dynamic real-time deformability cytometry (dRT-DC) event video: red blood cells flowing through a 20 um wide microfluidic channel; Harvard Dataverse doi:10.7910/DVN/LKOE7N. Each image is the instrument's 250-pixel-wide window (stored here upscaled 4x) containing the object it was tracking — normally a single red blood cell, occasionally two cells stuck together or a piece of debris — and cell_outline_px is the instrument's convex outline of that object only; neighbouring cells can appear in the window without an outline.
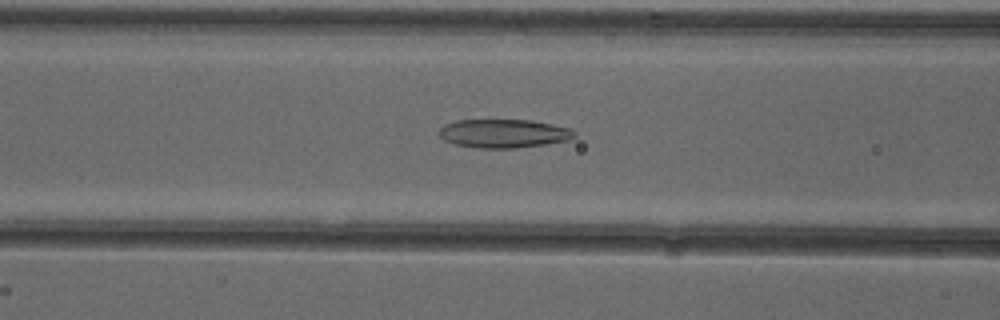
{"species": "common noctule bat (a hibernating species)", "species_latin": "Nyctalus noctula", "temperature_condition": "cold", "stored_images_in_passage": 54, "camera_frame_rate_fps": 3000, "um_per_image_px": 0.085, "animal": {"sex": "female"}, "frame": {"image": 1, "passage_image": 22, "time_ms": 7.0, "image_size_px": [1000, 320], "cell_outline_px": [[576, 136], [568, 140], [544, 144], [516, 148], [476, 148], [456, 144], [444, 140], [440, 136], [440, 128], [444, 124], [456, 120], [532, 120], [572, 128], [576, 132]], "centroid_in_image_um": [42.83, 11.34], "position_along_channel_um": 123.8, "area_um2": 22.6}}
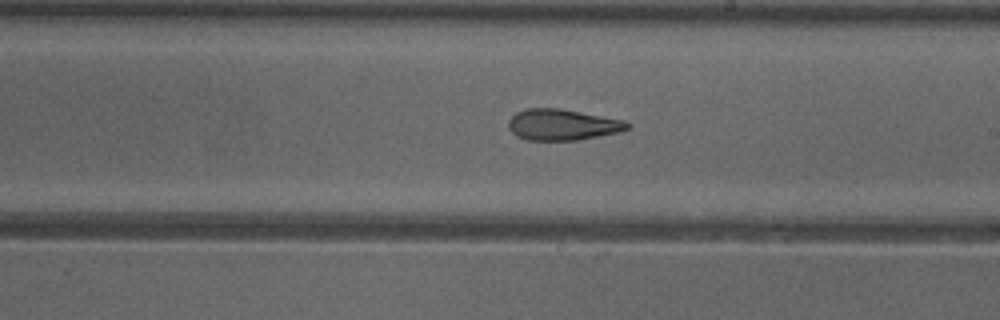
{"frame": {"image": 2, "passage_image": 31, "time_ms": 10.0, "image_size_px": [1000, 320], "cell_outline_px": [[632, 124], [628, 128], [620, 132], [576, 140], [528, 140], [516, 136], [508, 128], [508, 120], [516, 112], [528, 108], [560, 108], [624, 120]], "centroid_in_image_um": [47.79, 10.59], "position_along_channel_um": 241.2, "area_um2": 21.56}}
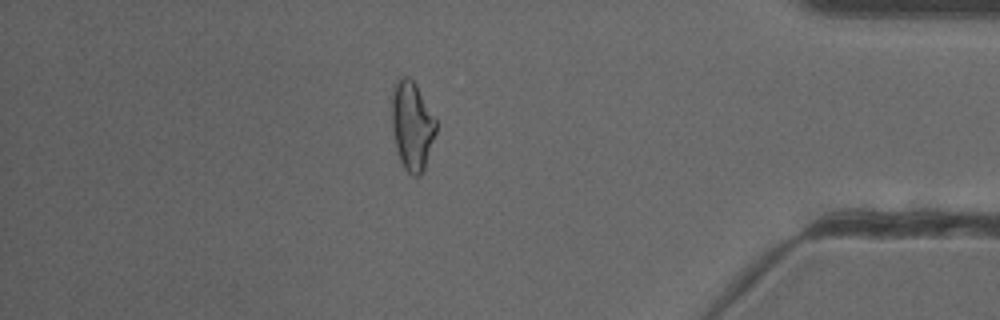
{"frame": {"image": 3, "passage_image": 46, "time_ms": 15.0, "image_size_px": [1000, 320], "cell_outline_px": [[436, 132], [424, 172], [420, 176], [412, 176], [404, 168], [400, 160], [396, 148], [392, 132], [392, 84], [400, 76], [408, 76], [416, 84], [436, 120]], "centroid_in_image_um": [35.01, 10.69], "position_along_channel_um": 400.2, "area_um2": 23.18}}